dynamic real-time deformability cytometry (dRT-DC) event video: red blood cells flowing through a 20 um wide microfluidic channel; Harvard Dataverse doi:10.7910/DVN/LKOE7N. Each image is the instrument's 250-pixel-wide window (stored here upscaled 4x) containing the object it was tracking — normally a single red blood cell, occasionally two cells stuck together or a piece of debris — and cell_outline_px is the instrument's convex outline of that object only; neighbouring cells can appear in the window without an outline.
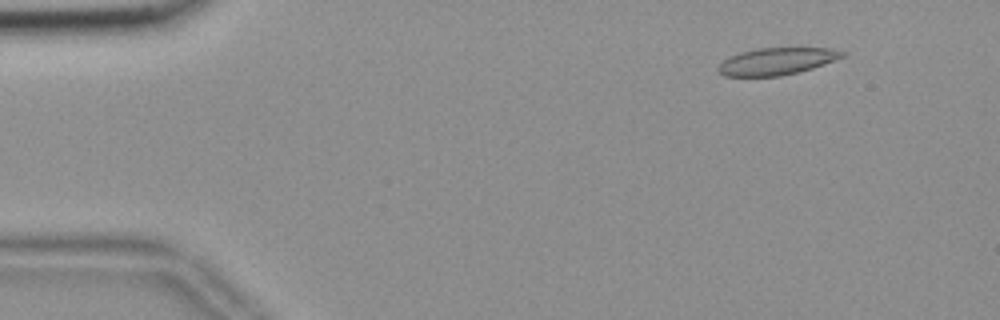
{"species": "common noctule bat (a hibernating species)", "species_latin": "Nyctalus noctula", "temperature_condition": "room temperature", "stored_images_in_passage": 54, "camera_frame_rate_fps": 3000, "um_per_image_px": 0.085, "animal": {"sex": "female", "body_mass_g": 18.4}, "frame": {"image": 1, "passage_image": 4, "time_ms": 1.0, "image_size_px": [1000, 320], "cell_outline_px": [[848, 56], [800, 72], [780, 76], [724, 76], [716, 68], [728, 56], [740, 52], [756, 48], [832, 48], [848, 52]], "centroid_in_image_um": [66.08, 5.2], "position_along_channel_um": 18.9, "area_um2": 19.83}}
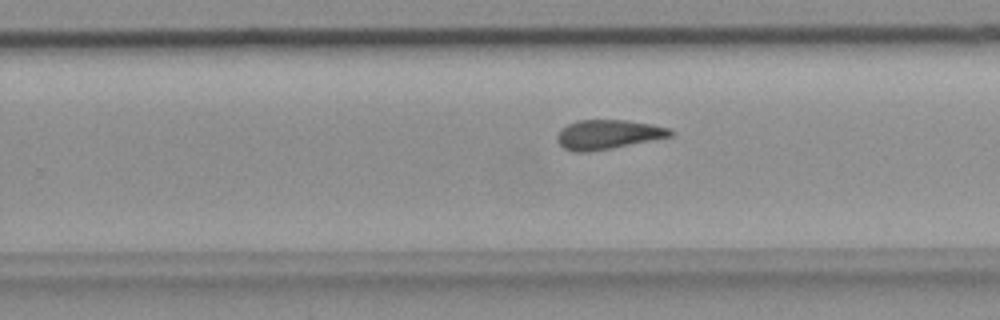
{"frame": {"image": 2, "passage_image": 33, "time_ms": 10.667, "image_size_px": [1000, 320], "cell_outline_px": [[672, 136], [612, 148], [588, 152], [576, 152], [564, 148], [556, 140], [556, 136], [568, 124], [580, 120], [624, 120], [652, 124], [672, 128]], "centroid_in_image_um": [51.7, 11.43], "position_along_channel_um": 278.1, "area_um2": 19.19}}
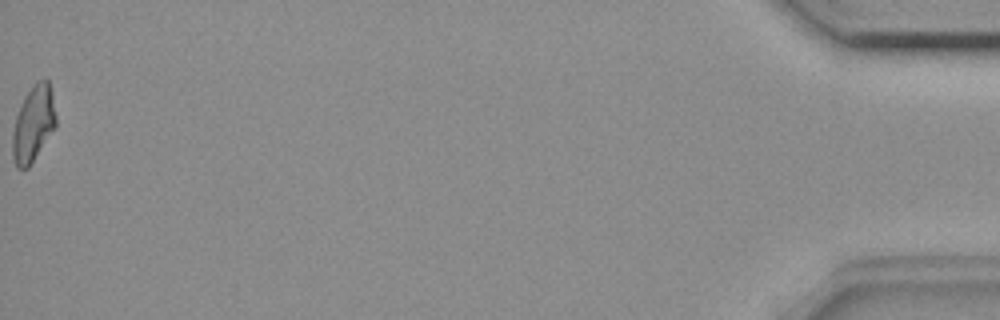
{"frame": {"image": 3, "passage_image": 54, "time_ms": 17.667, "image_size_px": [1000, 320], "cell_outline_px": [[56, 128], [28, 168], [16, 168], [12, 160], [12, 132], [16, 116], [24, 96], [32, 84], [36, 80], [44, 76], [48, 80], [52, 92], [56, 116]], "centroid_in_image_um": [2.83, 10.5], "position_along_channel_um": 432.4, "area_um2": 19.71}, "authors_computed_cell_mechanics": {"area_um2": 19.6809, "velocity_mm_per_s": 3.6369, "shape_relaxation_time_tau1_ms": null, "shape_relaxation_time_tau2_ms": 3.2286, "deformation_change_tau1": null, "deformation_change_tau2": 0.1224}}